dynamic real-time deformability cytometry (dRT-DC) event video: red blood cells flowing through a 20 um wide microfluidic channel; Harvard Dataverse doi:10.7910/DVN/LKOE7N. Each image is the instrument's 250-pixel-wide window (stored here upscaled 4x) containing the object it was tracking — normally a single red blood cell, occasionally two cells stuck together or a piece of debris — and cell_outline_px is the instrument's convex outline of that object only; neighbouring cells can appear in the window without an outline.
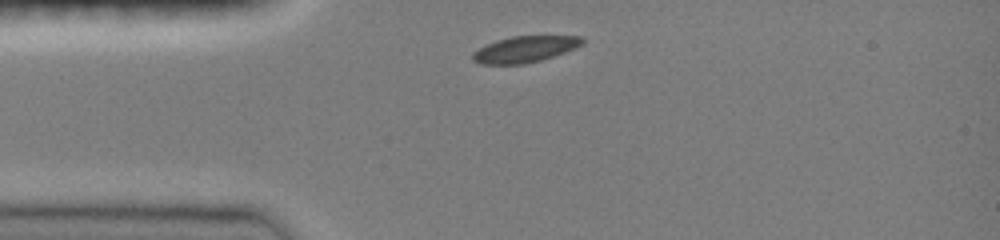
{"species": "common noctule bat (a hibernating species)", "species_latin": "Nyctalus noctula", "temperature_condition": "room temperature", "stored_images_in_passage": 9, "camera_frame_rate_fps": 3000, "um_per_image_px": 0.085, "animal": {"sex": "female", "body_mass_g": 19.0, "forearm_length_mm": 51.5}, "frame": {"image": 1, "passage_image": 1, "time_ms": 0.0, "image_size_px": [1000, 240], "cell_outline_px": [[584, 44], [564, 52], [540, 60], [524, 64], [480, 64], [472, 60], [472, 52], [496, 40], [512, 36], [584, 36]], "centroid_in_image_um": [44.61, 4.18], "position_along_channel_um": 40.4, "area_um2": 16.65}}
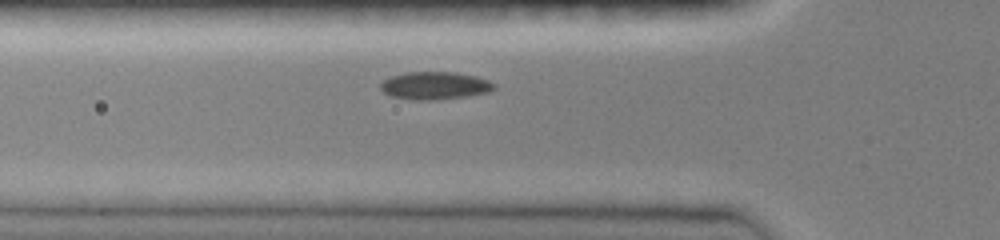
{"frame": {"image": 2, "passage_image": 4, "time_ms": 1.667, "image_size_px": [1000, 240], "cell_outline_px": [[496, 88], [488, 92], [468, 96], [432, 100], [412, 100], [392, 96], [384, 92], [380, 88], [380, 84], [384, 80], [392, 76], [408, 72], [456, 72], [476, 76], [488, 80], [496, 84]], "centroid_in_image_um": [36.99, 7.28], "position_along_channel_um": 88.8, "area_um2": 18.32}}
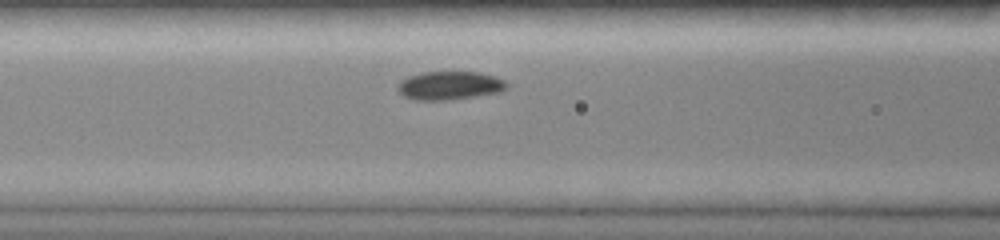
{"frame": {"image": 3, "passage_image": 6, "time_ms": 2.667, "image_size_px": [1000, 240], "cell_outline_px": [[508, 88], [500, 92], [452, 100], [416, 100], [404, 96], [396, 88], [396, 84], [400, 80], [408, 76], [424, 72], [480, 72], [496, 76], [504, 80], [508, 84]], "centroid_in_image_um": [38.22, 7.27], "position_along_channel_um": 128.4, "area_um2": 18.32}}